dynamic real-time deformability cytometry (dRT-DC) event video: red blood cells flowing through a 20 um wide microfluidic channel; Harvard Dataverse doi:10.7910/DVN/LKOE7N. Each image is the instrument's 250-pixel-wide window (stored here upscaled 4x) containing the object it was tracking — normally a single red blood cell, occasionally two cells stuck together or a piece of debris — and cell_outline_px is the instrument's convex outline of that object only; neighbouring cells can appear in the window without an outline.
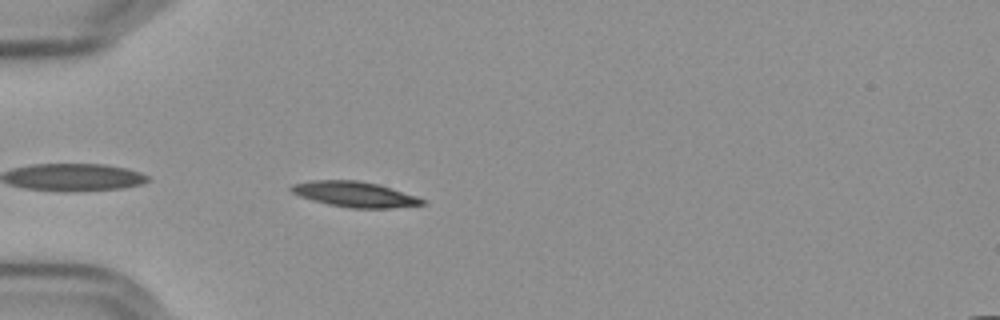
{"species": "Egyptian fruit bat (a non-hibernating species)", "species_latin": "Rousettus aegyptiacus", "temperature_condition": "cold", "stored_images_in_passage": 43, "camera_frame_rate_fps": 3000, "um_per_image_px": 0.085, "frame": {"image": 1, "passage_image": 3, "time_ms": 0.667, "image_size_px": [1000, 320], "cell_outline_px": [[424, 204], [392, 208], [348, 208], [328, 204], [300, 196], [292, 192], [288, 188], [292, 184], [312, 180], [356, 180], [376, 184], [416, 196], [424, 200]], "centroid_in_image_um": [30.1, 16.51], "position_along_channel_um": 54.9, "area_um2": 19.13}}
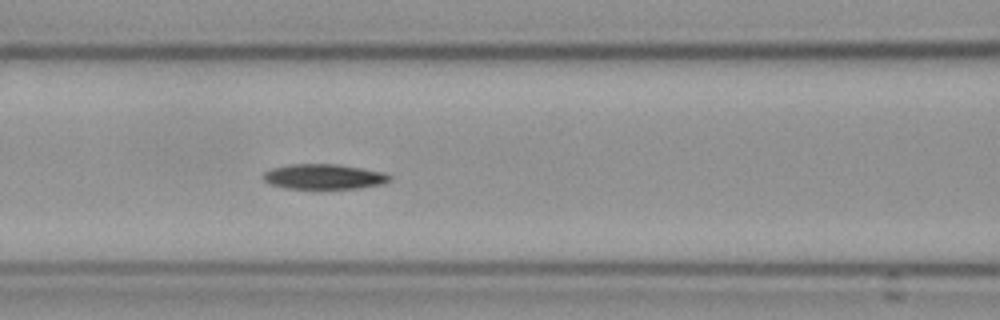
{"frame": {"image": 2, "passage_image": 11, "time_ms": 3.333, "image_size_px": [1000, 320], "cell_outline_px": [[392, 176], [384, 184], [356, 188], [320, 192], [284, 188], [272, 184], [264, 180], [264, 172], [272, 168], [292, 164], [336, 164], [360, 168], [380, 172]], "centroid_in_image_um": [27.5, 15.07], "position_along_channel_um": 139.1, "area_um2": 19.13}}
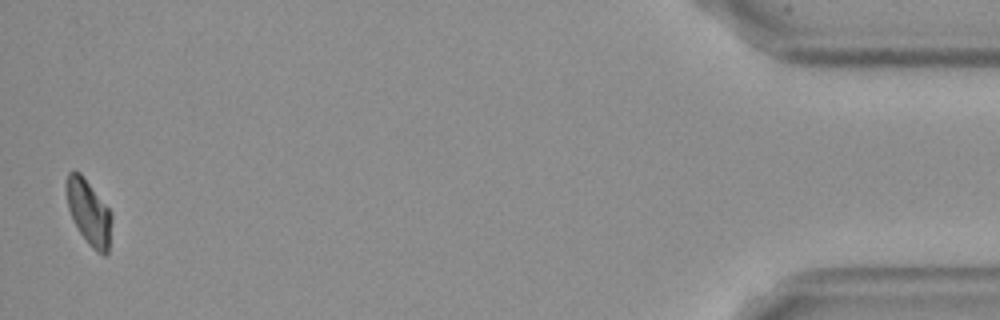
{"frame": {"image": 3, "passage_image": 42, "time_ms": 13.667, "image_size_px": [1000, 320], "cell_outline_px": [[112, 220], [108, 252], [104, 256], [96, 252], [92, 248], [80, 232], [72, 220], [68, 208], [68, 172], [80, 172], [108, 208], [112, 216]], "centroid_in_image_um": [7.58, 18.12], "position_along_channel_um": 427.6, "area_um2": 16.65}, "authors_computed_cell_mechanics": {"area_um2": 18.6116, "velocity_mm_per_s": 3.5869, "shape_relaxation_time_tau1_ms": 4.786, "shape_relaxation_time_tau2_ms": null, "deformation_change_tau1": 0.1402, "deformation_change_tau2": null}}